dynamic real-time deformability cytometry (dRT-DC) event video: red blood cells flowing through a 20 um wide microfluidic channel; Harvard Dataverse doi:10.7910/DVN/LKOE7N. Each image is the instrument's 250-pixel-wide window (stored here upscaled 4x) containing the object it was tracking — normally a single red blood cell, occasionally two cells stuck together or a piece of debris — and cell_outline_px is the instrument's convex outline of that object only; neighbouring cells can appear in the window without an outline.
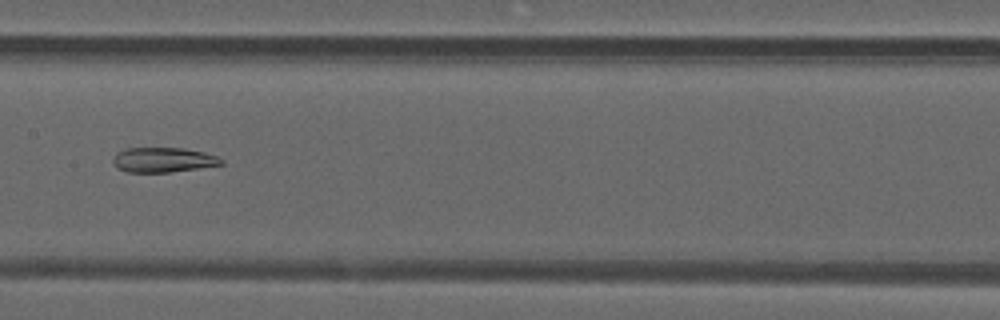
{"species": "common noctule bat (a hibernating species)", "species_latin": "Nyctalus noctula", "temperature_condition": "warm", "stored_images_in_passage": 28, "camera_frame_rate_fps": 3000, "um_per_image_px": 0.085, "animal": {"sex": "male", "forearm_length_mm": 52.5}, "frame": {"image": 1, "passage_image": 11, "time_ms": 3.333, "image_size_px": [1000, 320], "cell_outline_px": [[224, 164], [168, 172], [128, 172], [116, 168], [112, 164], [112, 160], [116, 152], [124, 148], [184, 148], [204, 152], [216, 156], [224, 160]], "centroid_in_image_um": [13.82, 13.58], "position_along_channel_um": 193.6, "area_um2": 15.72}}
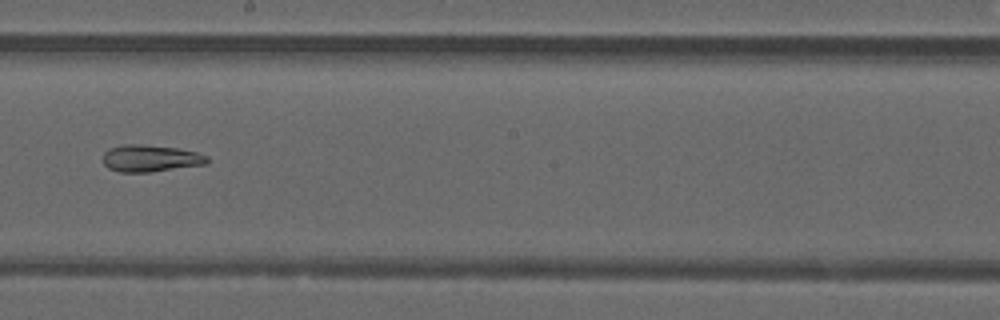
{"frame": {"image": 2, "passage_image": 14, "time_ms": 4.333, "image_size_px": [1000, 320], "cell_outline_px": [[208, 164], [152, 172], [120, 172], [108, 168], [104, 164], [104, 152], [108, 148], [124, 144], [140, 144], [176, 148], [196, 152], [208, 156]], "centroid_in_image_um": [12.79, 13.46], "position_along_channel_um": 235.4, "area_um2": 16.42}}
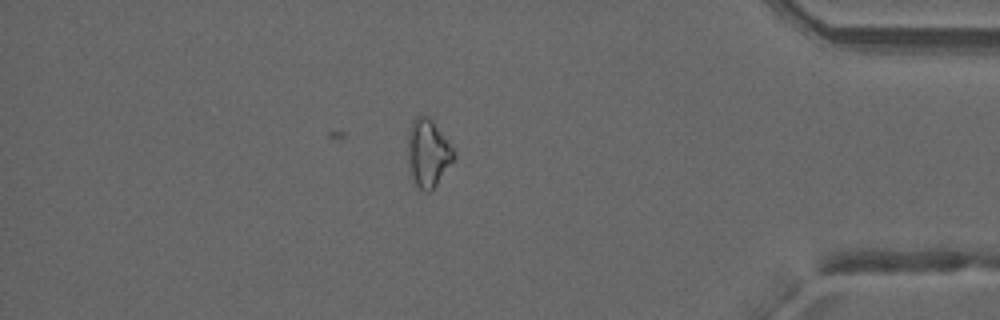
{"frame": {"image": 3, "passage_image": 28, "time_ms": 9.0, "image_size_px": [1000, 320], "cell_outline_px": [[456, 156], [436, 184], [428, 192], [424, 192], [412, 180], [408, 168], [408, 132], [412, 120], [416, 116], [428, 116], [432, 120], [456, 152]], "centroid_in_image_um": [36.36, 13.0], "position_along_channel_um": 398.8, "area_um2": 18.03}}